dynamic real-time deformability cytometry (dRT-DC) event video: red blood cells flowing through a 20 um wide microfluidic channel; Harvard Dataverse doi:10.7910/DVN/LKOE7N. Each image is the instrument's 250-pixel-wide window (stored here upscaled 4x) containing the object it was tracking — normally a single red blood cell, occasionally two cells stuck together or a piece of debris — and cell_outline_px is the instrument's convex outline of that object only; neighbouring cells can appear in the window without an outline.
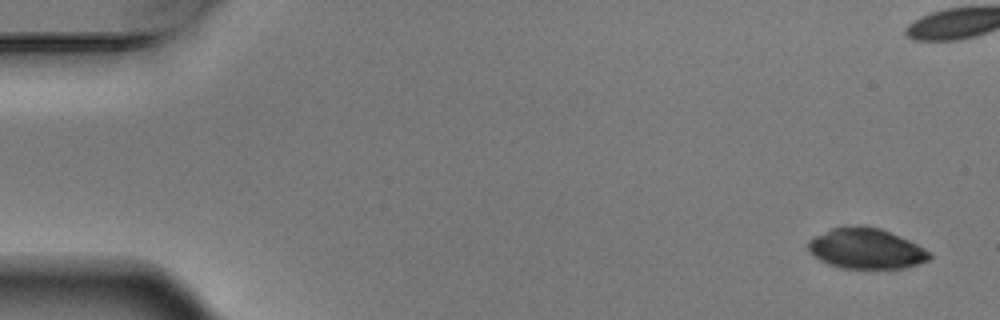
{"species": "Egyptian fruit bat (a non-hibernating species)", "species_latin": "Rousettus aegyptiacus", "temperature_condition": "warm", "stored_images_in_passage": 5, "camera_frame_rate_fps": 3000, "um_per_image_px": 0.085, "animal": {"sex": "male"}, "frame": {"image": 1, "passage_image": 1, "time_ms": 0.0, "image_size_px": [1000, 320], "cell_outline_px": [[932, 256], [928, 260], [904, 268], [840, 268], [828, 264], [820, 260], [808, 248], [808, 240], [832, 228], [880, 228], [908, 240], [924, 248]], "centroid_in_image_um": [73.62, 21.17], "position_along_channel_um": 11.4, "area_um2": 27.63}}